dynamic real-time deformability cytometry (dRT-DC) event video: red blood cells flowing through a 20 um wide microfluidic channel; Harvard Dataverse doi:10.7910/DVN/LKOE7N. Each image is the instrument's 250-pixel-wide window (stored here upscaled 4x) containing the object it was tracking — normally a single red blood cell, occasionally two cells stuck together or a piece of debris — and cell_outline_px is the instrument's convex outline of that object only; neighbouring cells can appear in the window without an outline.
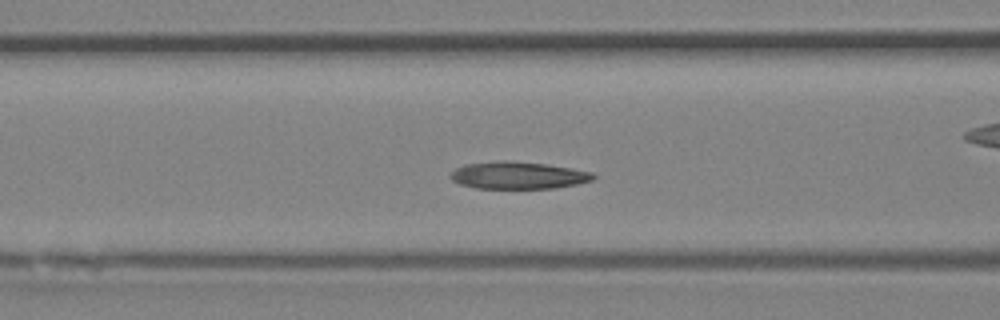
{"species": "Egyptian fruit bat (a non-hibernating species)", "species_latin": "Rousettus aegyptiacus", "temperature_condition": "room temperature", "stored_images_in_passage": 38, "camera_frame_rate_fps": 3000, "um_per_image_px": 0.085, "animal": {"sex": "female"}, "frame": {"image": 1, "passage_image": 12, "time_ms": 3.667, "image_size_px": [1000, 320], "cell_outline_px": [[596, 176], [592, 180], [576, 184], [552, 188], [476, 188], [460, 184], [452, 180], [448, 176], [448, 172], [464, 164], [504, 160], [508, 160], [548, 164], [592, 172]], "centroid_in_image_um": [43.98, 14.89], "position_along_channel_um": 122.6, "area_um2": 22.72}}
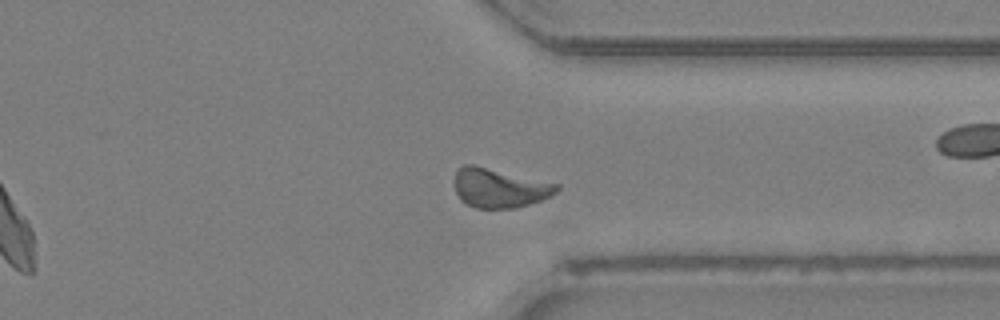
{"frame": {"image": 2, "passage_image": 27, "time_ms": 8.667, "image_size_px": [1000, 320], "cell_outline_px": [[560, 188], [556, 192], [540, 200], [516, 208], [476, 208], [460, 200], [456, 192], [452, 180], [456, 172], [464, 164], [476, 164], [560, 184]], "centroid_in_image_um": [42.42, 15.95], "position_along_channel_um": 369.0, "area_um2": 23.64}}
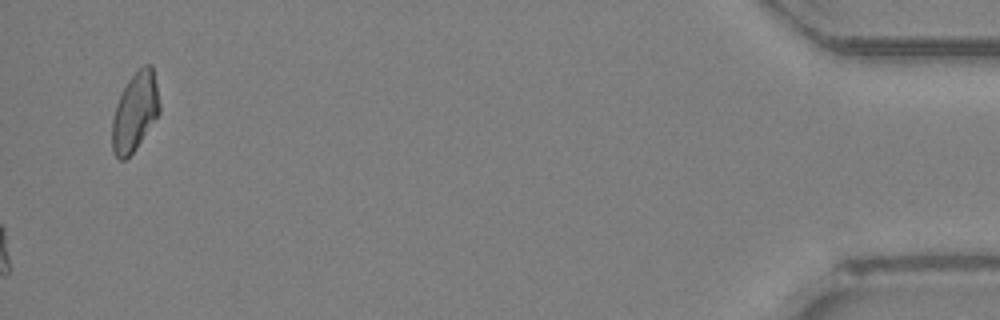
{"frame": {"image": 3, "passage_image": 38, "time_ms": 12.333, "image_size_px": [1000, 320], "cell_outline_px": [[160, 112], [136, 148], [124, 160], [120, 160], [112, 152], [112, 120], [116, 104], [128, 80], [144, 64], [152, 64], [160, 104]], "centroid_in_image_um": [11.47, 9.51], "position_along_channel_um": 423.7, "area_um2": 21.44}}